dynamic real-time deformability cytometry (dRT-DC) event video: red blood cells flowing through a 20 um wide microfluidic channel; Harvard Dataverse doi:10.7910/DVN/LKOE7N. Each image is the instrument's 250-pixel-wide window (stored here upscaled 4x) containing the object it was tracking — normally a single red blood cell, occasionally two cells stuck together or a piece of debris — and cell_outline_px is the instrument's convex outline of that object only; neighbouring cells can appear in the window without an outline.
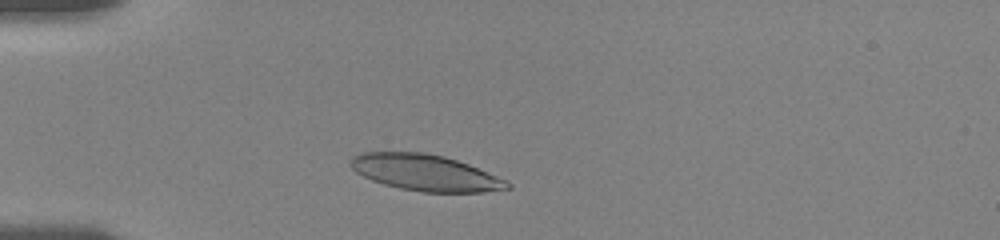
{"species": "human", "species_latin": "Homo sapiens", "temperature_condition": "room temperature", "stored_images_in_passage": 39, "camera_frame_rate_fps": 3000, "um_per_image_px": 0.085, "donor": {"sex": "female"}, "frame": {"image": 1, "passage_image": 5, "time_ms": 1.333, "image_size_px": [1000, 240], "cell_outline_px": [[512, 188], [484, 192], [420, 192], [400, 188], [384, 184], [372, 180], [356, 172], [348, 164], [348, 160], [352, 156], [364, 152], [424, 152], [444, 156], [468, 164], [496, 176], [512, 184]], "centroid_in_image_um": [36.12, 14.67], "position_along_channel_um": 48.9, "area_um2": 33.0}}
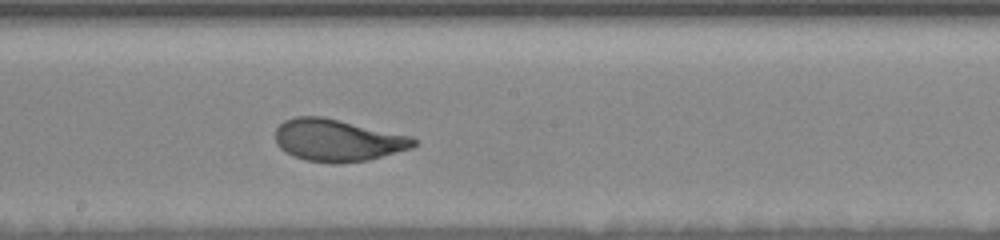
{"frame": {"image": 2, "passage_image": 21, "time_ms": 6.667, "image_size_px": [1000, 240], "cell_outline_px": [[420, 144], [412, 148], [368, 160], [332, 164], [304, 160], [292, 156], [280, 148], [276, 144], [276, 128], [284, 120], [296, 116], [324, 116], [412, 136], [420, 140]], "centroid_in_image_um": [28.73, 11.92], "position_along_channel_um": 219.5, "area_um2": 34.45}}
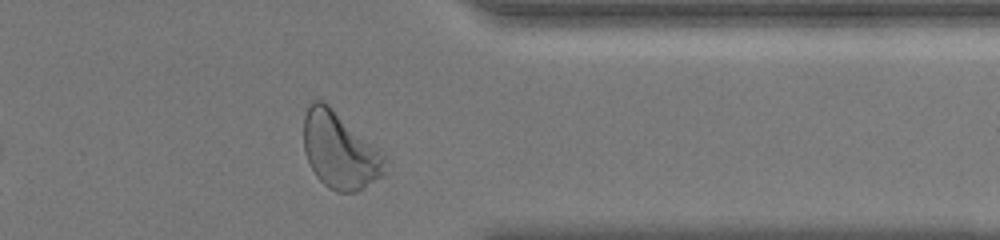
{"frame": {"image": 3, "passage_image": 35, "time_ms": 11.333, "image_size_px": [1000, 240], "cell_outline_px": [[388, 172], [384, 176], [364, 188], [356, 192], [336, 192], [328, 188], [316, 176], [304, 152], [304, 116], [308, 104], [312, 100], [324, 100], [388, 156]], "centroid_in_image_um": [28.94, 12.8], "position_along_channel_um": 382.5, "area_um2": 37.05}, "authors_computed_cell_mechanics": {"area_um2": 33.6974, "velocity_mm_per_s": 3.5862, "shape_relaxation_time_tau1_ms": 2.9693, "shape_relaxation_time_tau2_ms": null, "deformation_change_tau1": 0.1452, "deformation_change_tau2": null}}